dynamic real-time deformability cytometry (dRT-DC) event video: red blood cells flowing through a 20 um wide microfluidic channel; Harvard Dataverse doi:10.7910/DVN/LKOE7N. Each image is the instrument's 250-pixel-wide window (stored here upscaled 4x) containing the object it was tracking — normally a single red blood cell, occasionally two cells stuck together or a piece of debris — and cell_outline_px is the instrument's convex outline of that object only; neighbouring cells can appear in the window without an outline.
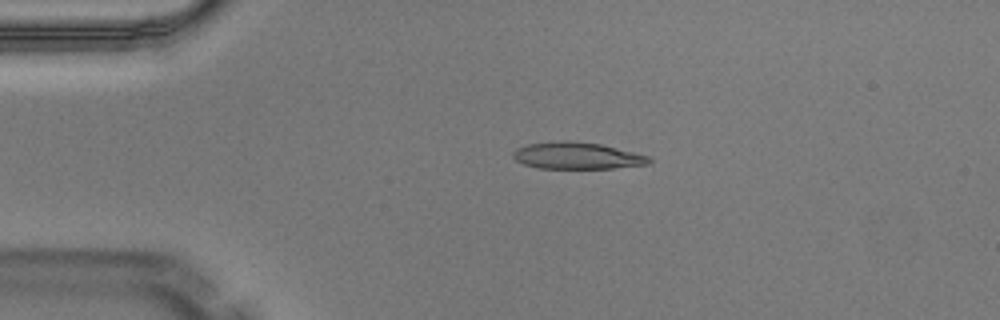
{"species": "Egyptian fruit bat (a non-hibernating species)", "species_latin": "Rousettus aegyptiacus", "temperature_condition": "warm", "stored_images_in_passage": 4, "camera_frame_rate_fps": 3000, "um_per_image_px": 0.085, "animal": {"sex": "male"}, "frame": {"image": 1, "passage_image": 3, "time_ms": 0.667, "image_size_px": [1000, 320], "cell_outline_px": [[652, 160], [648, 164], [612, 168], [540, 168], [524, 164], [516, 160], [512, 156], [512, 152], [516, 148], [528, 144], [556, 140], [568, 140], [600, 144], [636, 152], [648, 156]], "centroid_in_image_um": [49.03, 13.22], "position_along_channel_um": 36.0, "area_um2": 21.27}}